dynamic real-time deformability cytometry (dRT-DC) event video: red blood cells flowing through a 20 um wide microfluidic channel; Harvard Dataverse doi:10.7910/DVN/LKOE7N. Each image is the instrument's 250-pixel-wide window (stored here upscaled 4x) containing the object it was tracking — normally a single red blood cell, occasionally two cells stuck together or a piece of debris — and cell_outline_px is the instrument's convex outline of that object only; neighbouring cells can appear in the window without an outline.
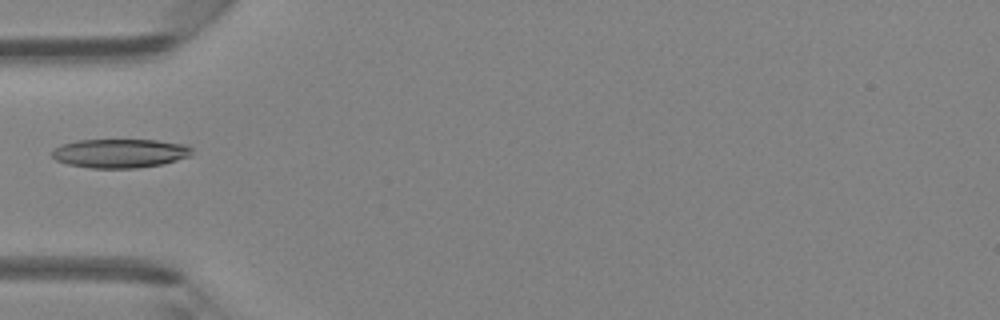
{"species": "Egyptian fruit bat (a non-hibernating species)", "species_latin": "Rousettus aegyptiacus", "temperature_condition": "room temperature", "stored_images_in_passage": 32, "camera_frame_rate_fps": 3000, "um_per_image_px": 0.085, "animal": {"sex": "female"}, "frame": {"image": 1, "passage_image": 1, "time_ms": 0.0, "image_size_px": [1000, 320], "cell_outline_px": [[192, 156], [160, 164], [136, 168], [92, 168], [68, 164], [56, 160], [52, 156], [52, 148], [76, 140], [156, 140], [184, 144], [192, 148]], "centroid_in_image_um": [10.19, 13.02], "position_along_channel_um": 74.8, "area_um2": 23.52}}
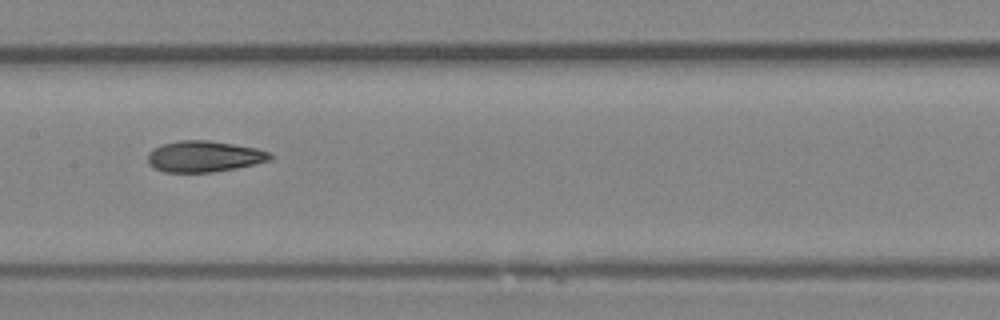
{"frame": {"image": 2, "passage_image": 9, "time_ms": 2.667, "image_size_px": [1000, 320], "cell_outline_px": [[272, 160], [256, 164], [236, 168], [212, 172], [164, 172], [148, 164], [148, 152], [152, 148], [160, 144], [180, 140], [208, 140], [256, 148], [268, 152], [272, 156]], "centroid_in_image_um": [17.32, 13.29], "position_along_channel_um": 190.1, "area_um2": 22.25}}
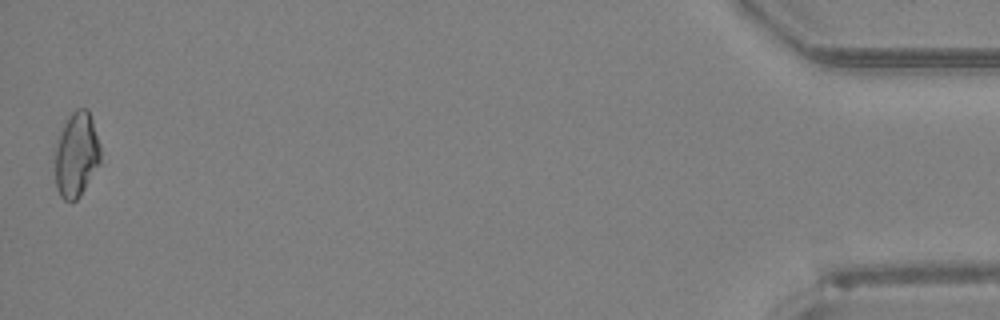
{"frame": {"image": 3, "passage_image": 32, "time_ms": 10.333, "image_size_px": [1000, 320], "cell_outline_px": [[100, 164], [80, 196], [76, 200], [64, 200], [60, 196], [56, 188], [56, 148], [64, 120], [76, 108], [88, 108], [100, 144]], "centroid_in_image_um": [6.51, 13.13], "position_along_channel_um": 428.7, "area_um2": 22.43}}